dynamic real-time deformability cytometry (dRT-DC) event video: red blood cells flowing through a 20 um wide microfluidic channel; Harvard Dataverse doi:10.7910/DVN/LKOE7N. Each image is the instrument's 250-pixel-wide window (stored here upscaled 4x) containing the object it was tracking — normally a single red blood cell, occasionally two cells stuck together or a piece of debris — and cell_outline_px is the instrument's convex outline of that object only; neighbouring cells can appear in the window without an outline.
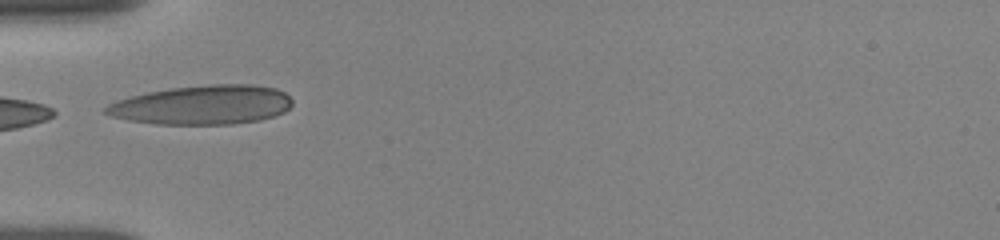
{"species": "human", "species_latin": "Homo sapiens", "temperature_condition": "room temperature", "stored_images_in_passage": 7, "camera_frame_rate_fps": 3000, "um_per_image_px": 0.085, "donor": {"sex": "female"}, "frame": {"image": 1, "passage_image": 1, "time_ms": 0.0, "image_size_px": [1000, 240], "cell_outline_px": [[292, 104], [284, 112], [260, 120], [232, 124], [156, 124], [128, 120], [112, 116], [104, 112], [104, 108], [108, 104], [116, 100], [148, 92], [168, 88], [208, 84], [252, 84], [276, 88], [284, 92], [292, 100]], "centroid_in_image_um": [17.2, 8.91], "position_along_channel_um": 67.8, "area_um2": 42.66}}
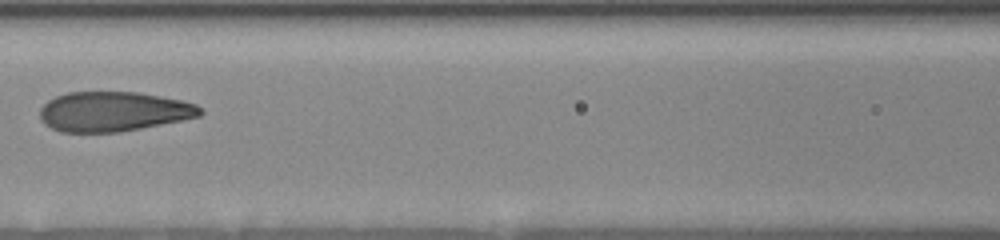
{"frame": {"image": 2, "passage_image": 4, "time_ms": 2.333, "image_size_px": [1000, 240], "cell_outline_px": [[204, 112], [200, 116], [184, 120], [120, 132], [60, 132], [44, 124], [40, 120], [40, 108], [48, 100], [56, 96], [68, 92], [140, 92], [180, 100], [196, 104]], "centroid_in_image_um": [9.63, 9.48], "position_along_channel_um": 157.0, "area_um2": 37.28}}
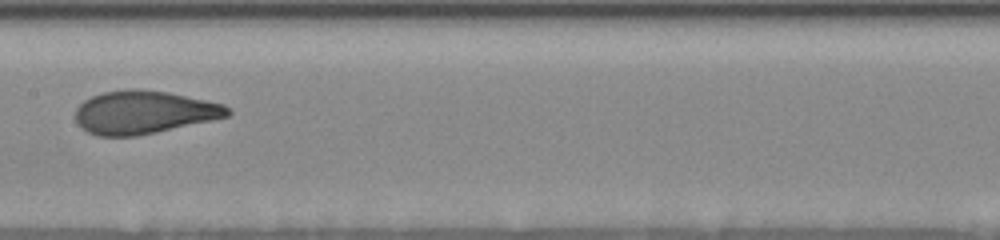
{"frame": {"image": 3, "passage_image": 5, "time_ms": 3.333, "image_size_px": [1000, 240], "cell_outline_px": [[232, 112], [228, 116], [212, 120], [156, 132], [136, 136], [96, 136], [88, 132], [76, 120], [76, 108], [84, 100], [92, 96], [104, 92], [128, 88], [140, 88], [168, 92], [224, 104]], "centroid_in_image_um": [12.23, 9.53], "position_along_channel_um": 195.2, "area_um2": 38.09}}